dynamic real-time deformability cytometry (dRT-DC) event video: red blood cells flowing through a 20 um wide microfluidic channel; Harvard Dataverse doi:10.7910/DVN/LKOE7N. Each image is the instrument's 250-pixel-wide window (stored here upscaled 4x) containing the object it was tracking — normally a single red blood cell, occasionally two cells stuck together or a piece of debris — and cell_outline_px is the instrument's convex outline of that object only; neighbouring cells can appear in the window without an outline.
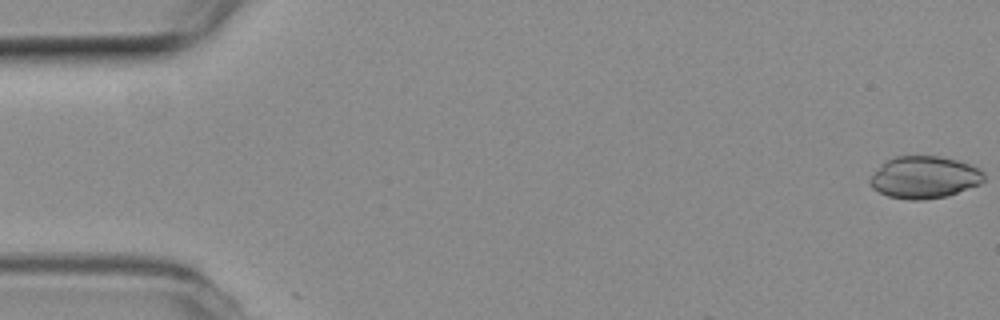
{"species": "common noctule bat (a hibernating species)", "species_latin": "Nyctalus noctula", "temperature_condition": "room temperature", "stored_images_in_passage": 9, "camera_frame_rate_fps": 3000, "um_per_image_px": 0.085, "animal": {"sex": "female", "body_mass_g": 19.3, "forearm_length_mm": 54.1}, "frame": {"image": 1, "passage_image": 1, "time_ms": 0.0, "image_size_px": [1000, 320], "cell_outline_px": [[984, 180], [980, 184], [944, 196], [924, 200], [908, 200], [888, 196], [872, 188], [868, 180], [888, 160], [896, 156], [940, 156], [956, 160], [968, 164], [984, 172]], "centroid_in_image_um": [78.57, 15.08], "position_along_channel_um": 6.4, "area_um2": 27.51}}